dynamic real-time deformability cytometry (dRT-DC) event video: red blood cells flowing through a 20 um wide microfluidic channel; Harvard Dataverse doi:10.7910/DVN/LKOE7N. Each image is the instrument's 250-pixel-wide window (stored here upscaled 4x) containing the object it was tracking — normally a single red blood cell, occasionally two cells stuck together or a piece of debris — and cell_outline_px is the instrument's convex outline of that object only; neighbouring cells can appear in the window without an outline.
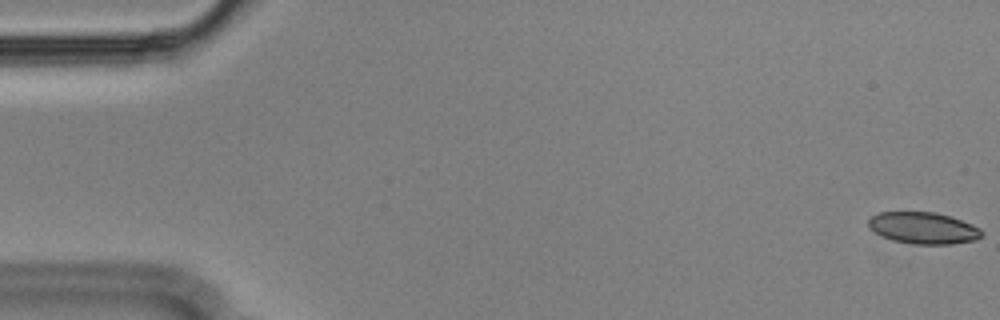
{"species": "Egyptian fruit bat (a non-hibernating species)", "species_latin": "Rousettus aegyptiacus", "temperature_condition": "cold", "stored_images_in_passage": 9, "camera_frame_rate_fps": 3000, "um_per_image_px": 0.085, "animal": {"sex": "male"}, "frame": {"image": 1, "passage_image": 1, "time_ms": 0.0, "image_size_px": [1000, 320], "cell_outline_px": [[984, 232], [976, 240], [952, 244], [912, 244], [892, 240], [876, 232], [868, 224], [868, 220], [872, 216], [880, 212], [936, 212], [972, 224], [980, 228]], "centroid_in_image_um": [78.51, 19.38], "position_along_channel_um": 6.5, "area_um2": 20.69}}